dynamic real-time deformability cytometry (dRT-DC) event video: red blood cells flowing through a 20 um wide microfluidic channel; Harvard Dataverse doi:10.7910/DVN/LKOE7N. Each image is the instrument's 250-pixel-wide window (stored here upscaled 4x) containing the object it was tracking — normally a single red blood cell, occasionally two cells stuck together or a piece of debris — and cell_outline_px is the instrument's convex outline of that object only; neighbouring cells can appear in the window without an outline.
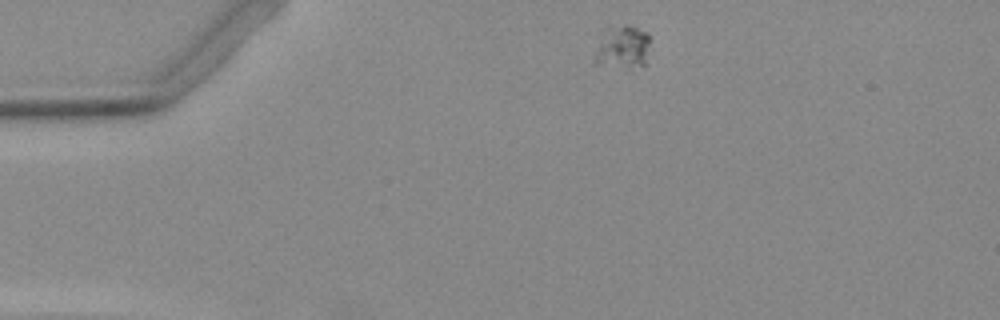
{"species": "Egyptian fruit bat (a non-hibernating species)", "species_latin": "Rousettus aegyptiacus", "temperature_condition": "warm", "stored_images_in_passage": 41, "camera_frame_rate_fps": 3000, "um_per_image_px": 0.085, "animal": {"sex": "female"}, "frame": {"image": 1, "passage_image": 1, "time_ms": 0.0, "image_size_px": [1000, 320], "cell_outline_px": [[652, 40], [648, 64], [644, 68], [628, 72], [592, 64], [592, 60], [600, 28], [608, 24], [628, 24], [648, 32]], "centroid_in_image_um": [52.9, 4.06], "position_along_channel_um": 32.1, "area_um2": 16.59}}
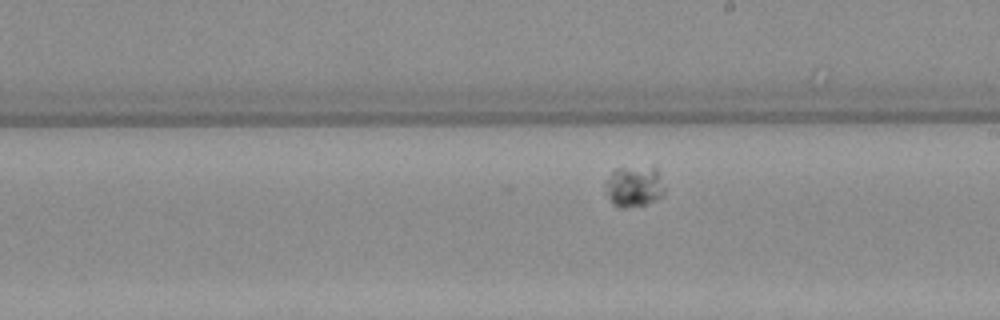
{"frame": {"image": 2, "passage_image": 23, "time_ms": 7.333, "image_size_px": [1000, 320], "cell_outline_px": [[664, 196], [656, 200], [644, 204], [624, 208], [620, 208], [612, 204], [608, 196], [604, 184], [604, 180], [616, 168], [652, 164], [656, 168], [660, 176], [664, 188]], "centroid_in_image_um": [53.9, 15.8], "position_along_channel_um": 235.1, "area_um2": 14.62}}
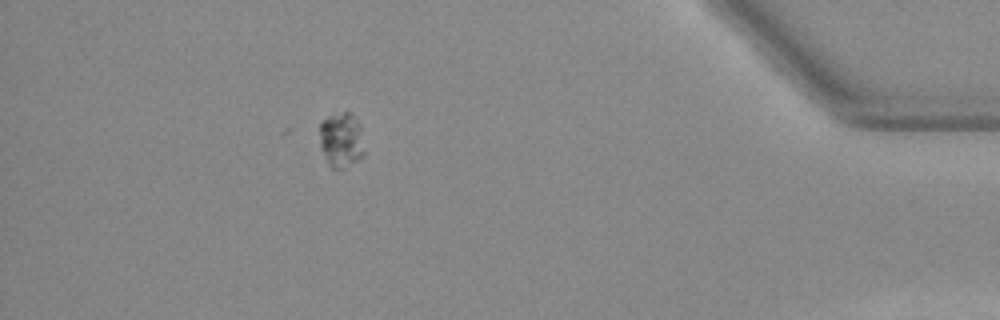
{"frame": {"image": 3, "passage_image": 41, "time_ms": 13.333, "image_size_px": [1000, 320], "cell_outline_px": [[364, 156], [344, 168], [332, 168], [328, 164], [320, 148], [320, 124], [328, 116], [344, 112], [348, 112], [360, 124], [364, 152]], "centroid_in_image_um": [29.0, 11.92], "position_along_channel_um": 406.2, "area_um2": 14.22}}